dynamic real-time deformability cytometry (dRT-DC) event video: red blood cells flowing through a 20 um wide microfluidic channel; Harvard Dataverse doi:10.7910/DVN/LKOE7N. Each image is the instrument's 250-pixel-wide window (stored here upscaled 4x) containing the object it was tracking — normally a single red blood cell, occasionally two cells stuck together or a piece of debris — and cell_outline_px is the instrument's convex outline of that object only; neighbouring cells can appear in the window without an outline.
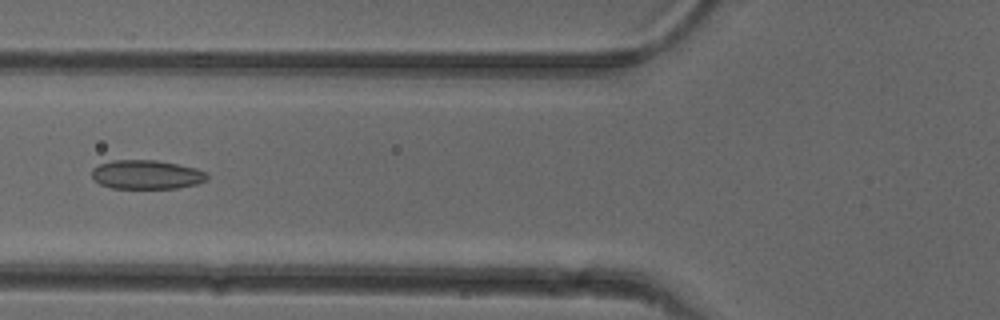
{"species": "common noctule bat (a hibernating species)", "species_latin": "Nyctalus noctula", "temperature_condition": "cold", "stored_images_in_passage": 52, "camera_frame_rate_fps": 3000, "um_per_image_px": 0.085, "animal": {"sex": "female"}, "frame": {"image": 1, "passage_image": 20, "time_ms": 6.333, "image_size_px": [1000, 320], "cell_outline_px": [[208, 176], [204, 180], [196, 184], [176, 188], [112, 188], [100, 184], [92, 176], [92, 168], [100, 164], [112, 160], [156, 160], [196, 168], [204, 172]], "centroid_in_image_um": [12.42, 14.84], "position_along_channel_um": 113.4, "area_um2": 19.25}}
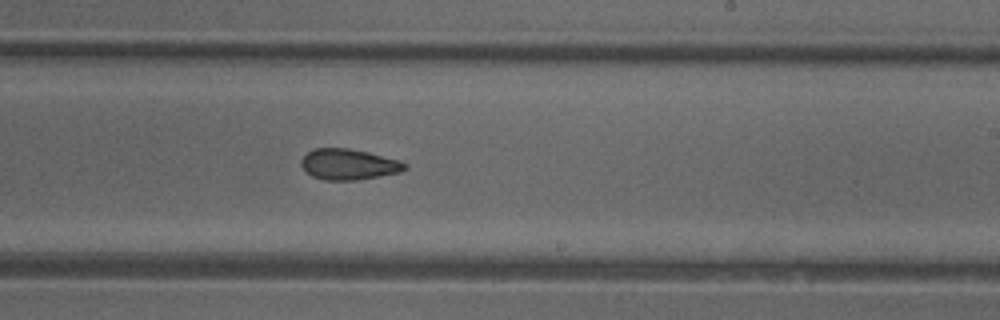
{"frame": {"image": 2, "passage_image": 31, "time_ms": 10.0, "image_size_px": [1000, 320], "cell_outline_px": [[408, 168], [400, 172], [380, 176], [356, 180], [324, 180], [312, 176], [300, 164], [300, 160], [312, 148], [348, 148], [368, 152], [400, 160], [408, 164]], "centroid_in_image_um": [29.66, 13.96], "position_along_channel_um": 259.3, "area_um2": 18.67}}
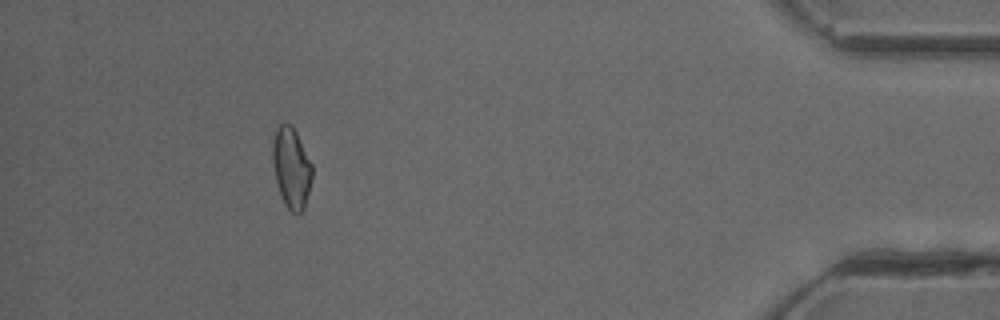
{"frame": {"image": 3, "passage_image": 47, "time_ms": 15.333, "image_size_px": [1000, 320], "cell_outline_px": [[312, 180], [304, 208], [300, 212], [292, 212], [284, 204], [280, 196], [272, 164], [272, 140], [276, 128], [284, 120], [292, 124], [312, 164]], "centroid_in_image_um": [24.75, 14.21], "position_along_channel_um": 410.5, "area_um2": 18.84}, "authors_computed_cell_mechanics": {"area_um2": 19.074, "velocity_mm_per_s": 3.9787, "shape_relaxation_time_tau1_ms": null, "shape_relaxation_time_tau2_ms": 3.9843, "deformation_change_tau1": null, "deformation_change_tau2": 0.122}}